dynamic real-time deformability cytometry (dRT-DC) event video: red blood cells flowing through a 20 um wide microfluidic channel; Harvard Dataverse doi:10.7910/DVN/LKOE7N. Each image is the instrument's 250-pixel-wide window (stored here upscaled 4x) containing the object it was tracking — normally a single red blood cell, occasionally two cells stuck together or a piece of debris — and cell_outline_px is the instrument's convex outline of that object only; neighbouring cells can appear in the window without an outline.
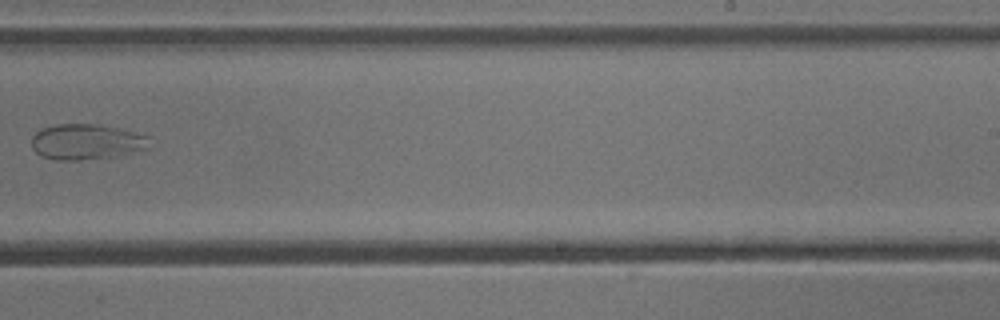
{"species": "common noctule bat (a hibernating species)", "species_latin": "Nyctalus noctula", "temperature_condition": "cold", "stored_images_in_passage": 10, "camera_frame_rate_fps": 3000, "um_per_image_px": 0.085, "animal": {"sex": "male", "body_mass_g": 13.3}, "frame": {"image": 1, "passage_image": 10, "time_ms": 3.0, "image_size_px": [1000, 320], "cell_outline_px": [[148, 148], [132, 152], [112, 156], [80, 160], [56, 160], [40, 156], [32, 148], [32, 136], [40, 128], [52, 124], [100, 124], [120, 128], [148, 136]], "centroid_in_image_um": [7.28, 12.04], "position_along_channel_um": 281.7, "area_um2": 24.45}}